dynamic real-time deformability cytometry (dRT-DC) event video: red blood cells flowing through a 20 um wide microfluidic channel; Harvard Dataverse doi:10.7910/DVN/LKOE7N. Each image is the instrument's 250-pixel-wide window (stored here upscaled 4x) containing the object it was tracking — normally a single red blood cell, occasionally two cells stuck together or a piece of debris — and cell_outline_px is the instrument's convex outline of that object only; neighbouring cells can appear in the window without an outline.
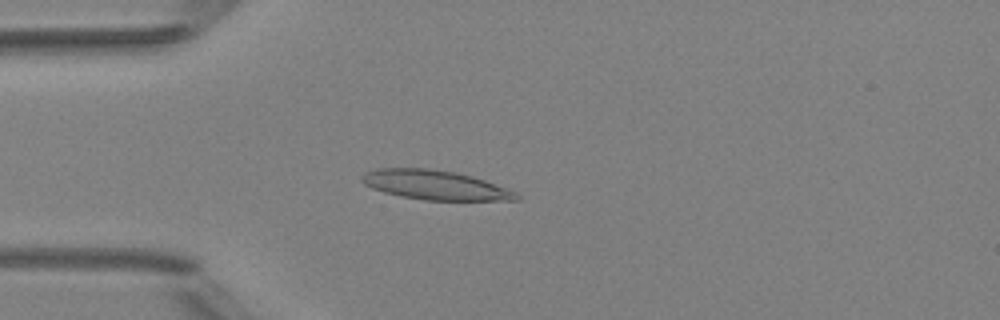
{"species": "Egyptian fruit bat (a non-hibernating species)", "species_latin": "Rousettus aegyptiacus", "temperature_condition": "room temperature", "stored_images_in_passage": 5, "camera_frame_rate_fps": 3000, "um_per_image_px": 0.085, "animal": {"sex": "female"}, "frame": {"image": 1, "passage_image": 4, "time_ms": 3.333, "image_size_px": [1000, 320], "cell_outline_px": [[520, 200], [424, 200], [400, 196], [384, 192], [372, 188], [364, 184], [360, 180], [360, 176], [364, 172], [376, 168], [428, 168], [456, 172], [472, 176], [484, 180], [516, 192], [520, 196]], "centroid_in_image_um": [36.94, 15.72], "position_along_channel_um": 48.1, "area_um2": 26.53}}